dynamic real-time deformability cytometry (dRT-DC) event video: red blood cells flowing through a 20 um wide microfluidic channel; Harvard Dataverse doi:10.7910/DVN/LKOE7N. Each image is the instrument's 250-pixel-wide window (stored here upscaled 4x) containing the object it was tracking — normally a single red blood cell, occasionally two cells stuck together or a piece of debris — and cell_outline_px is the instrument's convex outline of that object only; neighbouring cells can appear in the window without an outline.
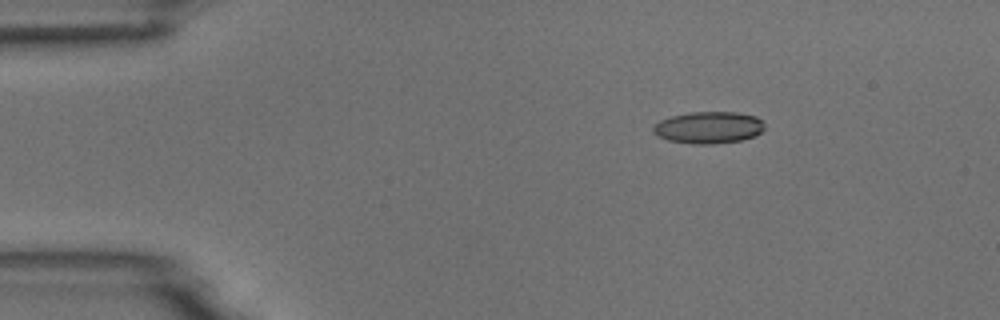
{"species": "common noctule bat (a hibernating species)", "species_latin": "Nyctalus noctula", "temperature_condition": "room temperature", "stored_images_in_passage": 4, "camera_frame_rate_fps": 3000, "um_per_image_px": 0.085, "animal": {"sex": "male", "body_mass_g": 18.8}, "frame": {"image": 1, "passage_image": 2, "time_ms": 1.667, "image_size_px": [1000, 320], "cell_outline_px": [[764, 128], [756, 136], [740, 140], [716, 144], [692, 144], [668, 140], [656, 136], [652, 132], [652, 128], [660, 120], [672, 116], [688, 112], [736, 112], [756, 116], [764, 124]], "centroid_in_image_um": [60.21, 10.84], "position_along_channel_um": 24.8, "area_um2": 20.81}}